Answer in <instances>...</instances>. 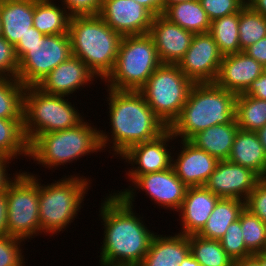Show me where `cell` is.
<instances>
[{
  "label": "cell",
  "instance_id": "cell-1",
  "mask_svg": "<svg viewBox=\"0 0 266 266\" xmlns=\"http://www.w3.org/2000/svg\"><path fill=\"white\" fill-rule=\"evenodd\" d=\"M106 197L98 215L105 227L100 266H139L155 234L144 225L143 217L136 215L135 206L112 192Z\"/></svg>",
  "mask_w": 266,
  "mask_h": 266
},
{
  "label": "cell",
  "instance_id": "cell-2",
  "mask_svg": "<svg viewBox=\"0 0 266 266\" xmlns=\"http://www.w3.org/2000/svg\"><path fill=\"white\" fill-rule=\"evenodd\" d=\"M107 91L109 95L107 94L106 101L109 105L110 118L108 120L111 123L109 126H111L112 135L110 136L106 130H99L102 150L109 146L108 151L118 155L117 158L130 147L154 140L168 129L148 106L139 91L110 88H107Z\"/></svg>",
  "mask_w": 266,
  "mask_h": 266
},
{
  "label": "cell",
  "instance_id": "cell-3",
  "mask_svg": "<svg viewBox=\"0 0 266 266\" xmlns=\"http://www.w3.org/2000/svg\"><path fill=\"white\" fill-rule=\"evenodd\" d=\"M236 94L215 83H194L179 117L168 128L175 138L190 140L213 125L235 119Z\"/></svg>",
  "mask_w": 266,
  "mask_h": 266
},
{
  "label": "cell",
  "instance_id": "cell-4",
  "mask_svg": "<svg viewBox=\"0 0 266 266\" xmlns=\"http://www.w3.org/2000/svg\"><path fill=\"white\" fill-rule=\"evenodd\" d=\"M68 34L72 55L83 60L104 81L114 68L123 36L99 15L71 17Z\"/></svg>",
  "mask_w": 266,
  "mask_h": 266
},
{
  "label": "cell",
  "instance_id": "cell-5",
  "mask_svg": "<svg viewBox=\"0 0 266 266\" xmlns=\"http://www.w3.org/2000/svg\"><path fill=\"white\" fill-rule=\"evenodd\" d=\"M100 151L99 129L87 120L71 129L38 135L29 143V158L49 169Z\"/></svg>",
  "mask_w": 266,
  "mask_h": 266
},
{
  "label": "cell",
  "instance_id": "cell-6",
  "mask_svg": "<svg viewBox=\"0 0 266 266\" xmlns=\"http://www.w3.org/2000/svg\"><path fill=\"white\" fill-rule=\"evenodd\" d=\"M84 177V178H83ZM91 180L85 176L68 175L51 184H42L39 179L40 229L47 235L65 231L84 203ZM88 190V191H87ZM77 215V216H76Z\"/></svg>",
  "mask_w": 266,
  "mask_h": 266
},
{
  "label": "cell",
  "instance_id": "cell-7",
  "mask_svg": "<svg viewBox=\"0 0 266 266\" xmlns=\"http://www.w3.org/2000/svg\"><path fill=\"white\" fill-rule=\"evenodd\" d=\"M161 64L148 33L123 36L114 68L104 79L105 86L114 90L139 91Z\"/></svg>",
  "mask_w": 266,
  "mask_h": 266
},
{
  "label": "cell",
  "instance_id": "cell-8",
  "mask_svg": "<svg viewBox=\"0 0 266 266\" xmlns=\"http://www.w3.org/2000/svg\"><path fill=\"white\" fill-rule=\"evenodd\" d=\"M65 96L47 94L37 86L24 91V132L30 143L36 136L71 129L85 119ZM81 114V115H80Z\"/></svg>",
  "mask_w": 266,
  "mask_h": 266
},
{
  "label": "cell",
  "instance_id": "cell-9",
  "mask_svg": "<svg viewBox=\"0 0 266 266\" xmlns=\"http://www.w3.org/2000/svg\"><path fill=\"white\" fill-rule=\"evenodd\" d=\"M193 85L177 64H161L139 92L169 128L179 117Z\"/></svg>",
  "mask_w": 266,
  "mask_h": 266
},
{
  "label": "cell",
  "instance_id": "cell-10",
  "mask_svg": "<svg viewBox=\"0 0 266 266\" xmlns=\"http://www.w3.org/2000/svg\"><path fill=\"white\" fill-rule=\"evenodd\" d=\"M6 198L7 235L26 241L28 239L29 242V239L41 234L39 179L36 174L19 170L7 186Z\"/></svg>",
  "mask_w": 266,
  "mask_h": 266
},
{
  "label": "cell",
  "instance_id": "cell-11",
  "mask_svg": "<svg viewBox=\"0 0 266 266\" xmlns=\"http://www.w3.org/2000/svg\"><path fill=\"white\" fill-rule=\"evenodd\" d=\"M14 47L18 59L17 79L25 87L37 86L72 55L69 34L46 35L32 46Z\"/></svg>",
  "mask_w": 266,
  "mask_h": 266
},
{
  "label": "cell",
  "instance_id": "cell-12",
  "mask_svg": "<svg viewBox=\"0 0 266 266\" xmlns=\"http://www.w3.org/2000/svg\"><path fill=\"white\" fill-rule=\"evenodd\" d=\"M129 188L123 191H114L120 195L129 205L133 206L136 190L140 189L146 193L161 208L179 211L182 206L187 186L177 177L173 168L159 172H153L138 176ZM138 188V189H137ZM135 191V192H134ZM119 192V193H118Z\"/></svg>",
  "mask_w": 266,
  "mask_h": 266
},
{
  "label": "cell",
  "instance_id": "cell-13",
  "mask_svg": "<svg viewBox=\"0 0 266 266\" xmlns=\"http://www.w3.org/2000/svg\"><path fill=\"white\" fill-rule=\"evenodd\" d=\"M222 59L211 34L196 33L189 49L177 65L193 83H214Z\"/></svg>",
  "mask_w": 266,
  "mask_h": 266
},
{
  "label": "cell",
  "instance_id": "cell-14",
  "mask_svg": "<svg viewBox=\"0 0 266 266\" xmlns=\"http://www.w3.org/2000/svg\"><path fill=\"white\" fill-rule=\"evenodd\" d=\"M173 139L175 140L176 138L167 129L158 138L136 144L119 156L133 166L126 172L129 181L133 182L138 176L143 174L171 168L173 159L171 155L173 153L170 150L173 148L170 146V149H168V147L169 142H172Z\"/></svg>",
  "mask_w": 266,
  "mask_h": 266
},
{
  "label": "cell",
  "instance_id": "cell-15",
  "mask_svg": "<svg viewBox=\"0 0 266 266\" xmlns=\"http://www.w3.org/2000/svg\"><path fill=\"white\" fill-rule=\"evenodd\" d=\"M260 179L251 169L219 160L204 186L220 198L246 201Z\"/></svg>",
  "mask_w": 266,
  "mask_h": 266
},
{
  "label": "cell",
  "instance_id": "cell-16",
  "mask_svg": "<svg viewBox=\"0 0 266 266\" xmlns=\"http://www.w3.org/2000/svg\"><path fill=\"white\" fill-rule=\"evenodd\" d=\"M99 16L122 36L147 34L154 17L134 0H103Z\"/></svg>",
  "mask_w": 266,
  "mask_h": 266
},
{
  "label": "cell",
  "instance_id": "cell-17",
  "mask_svg": "<svg viewBox=\"0 0 266 266\" xmlns=\"http://www.w3.org/2000/svg\"><path fill=\"white\" fill-rule=\"evenodd\" d=\"M97 78L83 60L71 55L55 67L37 87L47 94L69 97L70 94L83 89L88 83L93 84Z\"/></svg>",
  "mask_w": 266,
  "mask_h": 266
},
{
  "label": "cell",
  "instance_id": "cell-18",
  "mask_svg": "<svg viewBox=\"0 0 266 266\" xmlns=\"http://www.w3.org/2000/svg\"><path fill=\"white\" fill-rule=\"evenodd\" d=\"M148 34L153 39L162 64H178L194 36L193 32L169 22L162 15L153 17Z\"/></svg>",
  "mask_w": 266,
  "mask_h": 266
},
{
  "label": "cell",
  "instance_id": "cell-19",
  "mask_svg": "<svg viewBox=\"0 0 266 266\" xmlns=\"http://www.w3.org/2000/svg\"><path fill=\"white\" fill-rule=\"evenodd\" d=\"M182 146L177 159H172V168L177 177L187 186H204L214 172L219 160L189 140H181Z\"/></svg>",
  "mask_w": 266,
  "mask_h": 266
},
{
  "label": "cell",
  "instance_id": "cell-20",
  "mask_svg": "<svg viewBox=\"0 0 266 266\" xmlns=\"http://www.w3.org/2000/svg\"><path fill=\"white\" fill-rule=\"evenodd\" d=\"M263 73V66L244 51L223 56L214 83L236 95L244 93Z\"/></svg>",
  "mask_w": 266,
  "mask_h": 266
},
{
  "label": "cell",
  "instance_id": "cell-21",
  "mask_svg": "<svg viewBox=\"0 0 266 266\" xmlns=\"http://www.w3.org/2000/svg\"><path fill=\"white\" fill-rule=\"evenodd\" d=\"M219 199L205 186L188 187L178 211L182 226L179 234H198L206 225Z\"/></svg>",
  "mask_w": 266,
  "mask_h": 266
},
{
  "label": "cell",
  "instance_id": "cell-22",
  "mask_svg": "<svg viewBox=\"0 0 266 266\" xmlns=\"http://www.w3.org/2000/svg\"><path fill=\"white\" fill-rule=\"evenodd\" d=\"M35 0H4L0 2L2 37L15 46L33 26Z\"/></svg>",
  "mask_w": 266,
  "mask_h": 266
},
{
  "label": "cell",
  "instance_id": "cell-23",
  "mask_svg": "<svg viewBox=\"0 0 266 266\" xmlns=\"http://www.w3.org/2000/svg\"><path fill=\"white\" fill-rule=\"evenodd\" d=\"M150 249L139 266H179L190 254L189 237L175 233L163 236L155 232Z\"/></svg>",
  "mask_w": 266,
  "mask_h": 266
},
{
  "label": "cell",
  "instance_id": "cell-24",
  "mask_svg": "<svg viewBox=\"0 0 266 266\" xmlns=\"http://www.w3.org/2000/svg\"><path fill=\"white\" fill-rule=\"evenodd\" d=\"M228 161L266 178V154L256 132L238 130Z\"/></svg>",
  "mask_w": 266,
  "mask_h": 266
},
{
  "label": "cell",
  "instance_id": "cell-25",
  "mask_svg": "<svg viewBox=\"0 0 266 266\" xmlns=\"http://www.w3.org/2000/svg\"><path fill=\"white\" fill-rule=\"evenodd\" d=\"M239 129L234 119L229 124L213 125L200 131L189 141L218 160H228Z\"/></svg>",
  "mask_w": 266,
  "mask_h": 266
},
{
  "label": "cell",
  "instance_id": "cell-26",
  "mask_svg": "<svg viewBox=\"0 0 266 266\" xmlns=\"http://www.w3.org/2000/svg\"><path fill=\"white\" fill-rule=\"evenodd\" d=\"M60 6L54 0H35L33 27L45 36L68 34L71 16Z\"/></svg>",
  "mask_w": 266,
  "mask_h": 266
},
{
  "label": "cell",
  "instance_id": "cell-27",
  "mask_svg": "<svg viewBox=\"0 0 266 266\" xmlns=\"http://www.w3.org/2000/svg\"><path fill=\"white\" fill-rule=\"evenodd\" d=\"M245 208V201L234 198H220L206 225L197 234L206 239L220 240L228 226L239 218Z\"/></svg>",
  "mask_w": 266,
  "mask_h": 266
},
{
  "label": "cell",
  "instance_id": "cell-28",
  "mask_svg": "<svg viewBox=\"0 0 266 266\" xmlns=\"http://www.w3.org/2000/svg\"><path fill=\"white\" fill-rule=\"evenodd\" d=\"M162 16L185 30L196 33L209 32L211 21L199 0L177 3L168 7Z\"/></svg>",
  "mask_w": 266,
  "mask_h": 266
},
{
  "label": "cell",
  "instance_id": "cell-29",
  "mask_svg": "<svg viewBox=\"0 0 266 266\" xmlns=\"http://www.w3.org/2000/svg\"><path fill=\"white\" fill-rule=\"evenodd\" d=\"M0 155L12 160L21 155L29 157L23 119L0 118Z\"/></svg>",
  "mask_w": 266,
  "mask_h": 266
},
{
  "label": "cell",
  "instance_id": "cell-30",
  "mask_svg": "<svg viewBox=\"0 0 266 266\" xmlns=\"http://www.w3.org/2000/svg\"><path fill=\"white\" fill-rule=\"evenodd\" d=\"M235 119L240 130L256 132L266 124V100L238 94L235 100Z\"/></svg>",
  "mask_w": 266,
  "mask_h": 266
},
{
  "label": "cell",
  "instance_id": "cell-31",
  "mask_svg": "<svg viewBox=\"0 0 266 266\" xmlns=\"http://www.w3.org/2000/svg\"><path fill=\"white\" fill-rule=\"evenodd\" d=\"M190 254L201 266H233V259L224 251L219 240L188 235Z\"/></svg>",
  "mask_w": 266,
  "mask_h": 266
},
{
  "label": "cell",
  "instance_id": "cell-32",
  "mask_svg": "<svg viewBox=\"0 0 266 266\" xmlns=\"http://www.w3.org/2000/svg\"><path fill=\"white\" fill-rule=\"evenodd\" d=\"M239 12L211 21L209 33L222 56L240 52Z\"/></svg>",
  "mask_w": 266,
  "mask_h": 266
},
{
  "label": "cell",
  "instance_id": "cell-33",
  "mask_svg": "<svg viewBox=\"0 0 266 266\" xmlns=\"http://www.w3.org/2000/svg\"><path fill=\"white\" fill-rule=\"evenodd\" d=\"M25 89L17 78L0 77V118L23 119Z\"/></svg>",
  "mask_w": 266,
  "mask_h": 266
},
{
  "label": "cell",
  "instance_id": "cell-34",
  "mask_svg": "<svg viewBox=\"0 0 266 266\" xmlns=\"http://www.w3.org/2000/svg\"><path fill=\"white\" fill-rule=\"evenodd\" d=\"M240 51L266 37V18L247 4L239 11Z\"/></svg>",
  "mask_w": 266,
  "mask_h": 266
},
{
  "label": "cell",
  "instance_id": "cell-35",
  "mask_svg": "<svg viewBox=\"0 0 266 266\" xmlns=\"http://www.w3.org/2000/svg\"><path fill=\"white\" fill-rule=\"evenodd\" d=\"M238 219L246 247L253 254L261 252L266 243V223L247 208H244Z\"/></svg>",
  "mask_w": 266,
  "mask_h": 266
},
{
  "label": "cell",
  "instance_id": "cell-36",
  "mask_svg": "<svg viewBox=\"0 0 266 266\" xmlns=\"http://www.w3.org/2000/svg\"><path fill=\"white\" fill-rule=\"evenodd\" d=\"M219 241L224 251L233 261L253 255L245 245L239 219L228 226L225 234Z\"/></svg>",
  "mask_w": 266,
  "mask_h": 266
},
{
  "label": "cell",
  "instance_id": "cell-37",
  "mask_svg": "<svg viewBox=\"0 0 266 266\" xmlns=\"http://www.w3.org/2000/svg\"><path fill=\"white\" fill-rule=\"evenodd\" d=\"M23 242L25 243V240L17 237L0 236V266H25L21 248Z\"/></svg>",
  "mask_w": 266,
  "mask_h": 266
},
{
  "label": "cell",
  "instance_id": "cell-38",
  "mask_svg": "<svg viewBox=\"0 0 266 266\" xmlns=\"http://www.w3.org/2000/svg\"><path fill=\"white\" fill-rule=\"evenodd\" d=\"M210 21L238 13L246 0H199Z\"/></svg>",
  "mask_w": 266,
  "mask_h": 266
},
{
  "label": "cell",
  "instance_id": "cell-39",
  "mask_svg": "<svg viewBox=\"0 0 266 266\" xmlns=\"http://www.w3.org/2000/svg\"><path fill=\"white\" fill-rule=\"evenodd\" d=\"M18 59L15 47L0 35V77L17 78Z\"/></svg>",
  "mask_w": 266,
  "mask_h": 266
},
{
  "label": "cell",
  "instance_id": "cell-40",
  "mask_svg": "<svg viewBox=\"0 0 266 266\" xmlns=\"http://www.w3.org/2000/svg\"><path fill=\"white\" fill-rule=\"evenodd\" d=\"M245 208L266 223V178H261L245 201Z\"/></svg>",
  "mask_w": 266,
  "mask_h": 266
},
{
  "label": "cell",
  "instance_id": "cell-41",
  "mask_svg": "<svg viewBox=\"0 0 266 266\" xmlns=\"http://www.w3.org/2000/svg\"><path fill=\"white\" fill-rule=\"evenodd\" d=\"M71 17L99 15L103 0H60Z\"/></svg>",
  "mask_w": 266,
  "mask_h": 266
},
{
  "label": "cell",
  "instance_id": "cell-42",
  "mask_svg": "<svg viewBox=\"0 0 266 266\" xmlns=\"http://www.w3.org/2000/svg\"><path fill=\"white\" fill-rule=\"evenodd\" d=\"M243 94L266 100V73L255 79Z\"/></svg>",
  "mask_w": 266,
  "mask_h": 266
},
{
  "label": "cell",
  "instance_id": "cell-43",
  "mask_svg": "<svg viewBox=\"0 0 266 266\" xmlns=\"http://www.w3.org/2000/svg\"><path fill=\"white\" fill-rule=\"evenodd\" d=\"M244 52L264 66L266 64V37L247 47Z\"/></svg>",
  "mask_w": 266,
  "mask_h": 266
},
{
  "label": "cell",
  "instance_id": "cell-44",
  "mask_svg": "<svg viewBox=\"0 0 266 266\" xmlns=\"http://www.w3.org/2000/svg\"><path fill=\"white\" fill-rule=\"evenodd\" d=\"M11 161H13L12 159L2 156L0 155V193L5 192L7 189V186L10 184V182L15 178V176L18 174V172L16 171V173H13L14 176L10 177L11 174H8L7 169L9 168V164L11 163Z\"/></svg>",
  "mask_w": 266,
  "mask_h": 266
},
{
  "label": "cell",
  "instance_id": "cell-45",
  "mask_svg": "<svg viewBox=\"0 0 266 266\" xmlns=\"http://www.w3.org/2000/svg\"><path fill=\"white\" fill-rule=\"evenodd\" d=\"M144 6L153 16L162 15L164 12V0H134Z\"/></svg>",
  "mask_w": 266,
  "mask_h": 266
},
{
  "label": "cell",
  "instance_id": "cell-46",
  "mask_svg": "<svg viewBox=\"0 0 266 266\" xmlns=\"http://www.w3.org/2000/svg\"><path fill=\"white\" fill-rule=\"evenodd\" d=\"M44 36V34L32 26L30 31L15 46H32L43 39Z\"/></svg>",
  "mask_w": 266,
  "mask_h": 266
},
{
  "label": "cell",
  "instance_id": "cell-47",
  "mask_svg": "<svg viewBox=\"0 0 266 266\" xmlns=\"http://www.w3.org/2000/svg\"><path fill=\"white\" fill-rule=\"evenodd\" d=\"M7 235V198L6 191L0 193V236Z\"/></svg>",
  "mask_w": 266,
  "mask_h": 266
},
{
  "label": "cell",
  "instance_id": "cell-48",
  "mask_svg": "<svg viewBox=\"0 0 266 266\" xmlns=\"http://www.w3.org/2000/svg\"><path fill=\"white\" fill-rule=\"evenodd\" d=\"M246 4L266 18V0H246Z\"/></svg>",
  "mask_w": 266,
  "mask_h": 266
},
{
  "label": "cell",
  "instance_id": "cell-49",
  "mask_svg": "<svg viewBox=\"0 0 266 266\" xmlns=\"http://www.w3.org/2000/svg\"><path fill=\"white\" fill-rule=\"evenodd\" d=\"M233 266H260V262L252 255L234 261Z\"/></svg>",
  "mask_w": 266,
  "mask_h": 266
},
{
  "label": "cell",
  "instance_id": "cell-50",
  "mask_svg": "<svg viewBox=\"0 0 266 266\" xmlns=\"http://www.w3.org/2000/svg\"><path fill=\"white\" fill-rule=\"evenodd\" d=\"M256 133L266 154V124L262 128L258 129Z\"/></svg>",
  "mask_w": 266,
  "mask_h": 266
},
{
  "label": "cell",
  "instance_id": "cell-51",
  "mask_svg": "<svg viewBox=\"0 0 266 266\" xmlns=\"http://www.w3.org/2000/svg\"><path fill=\"white\" fill-rule=\"evenodd\" d=\"M179 266H201L196 259L189 254L180 264Z\"/></svg>",
  "mask_w": 266,
  "mask_h": 266
},
{
  "label": "cell",
  "instance_id": "cell-52",
  "mask_svg": "<svg viewBox=\"0 0 266 266\" xmlns=\"http://www.w3.org/2000/svg\"><path fill=\"white\" fill-rule=\"evenodd\" d=\"M186 1H194V0H164V11L177 3L186 2Z\"/></svg>",
  "mask_w": 266,
  "mask_h": 266
},
{
  "label": "cell",
  "instance_id": "cell-53",
  "mask_svg": "<svg viewBox=\"0 0 266 266\" xmlns=\"http://www.w3.org/2000/svg\"><path fill=\"white\" fill-rule=\"evenodd\" d=\"M253 256L260 262V266H266V255L258 252L253 254Z\"/></svg>",
  "mask_w": 266,
  "mask_h": 266
},
{
  "label": "cell",
  "instance_id": "cell-54",
  "mask_svg": "<svg viewBox=\"0 0 266 266\" xmlns=\"http://www.w3.org/2000/svg\"><path fill=\"white\" fill-rule=\"evenodd\" d=\"M261 253L266 255V243H265V246H264L263 250L261 251Z\"/></svg>",
  "mask_w": 266,
  "mask_h": 266
},
{
  "label": "cell",
  "instance_id": "cell-55",
  "mask_svg": "<svg viewBox=\"0 0 266 266\" xmlns=\"http://www.w3.org/2000/svg\"><path fill=\"white\" fill-rule=\"evenodd\" d=\"M0 35H2V23H1V17H0Z\"/></svg>",
  "mask_w": 266,
  "mask_h": 266
},
{
  "label": "cell",
  "instance_id": "cell-56",
  "mask_svg": "<svg viewBox=\"0 0 266 266\" xmlns=\"http://www.w3.org/2000/svg\"><path fill=\"white\" fill-rule=\"evenodd\" d=\"M263 72L266 73V64L263 66Z\"/></svg>",
  "mask_w": 266,
  "mask_h": 266
}]
</instances>
